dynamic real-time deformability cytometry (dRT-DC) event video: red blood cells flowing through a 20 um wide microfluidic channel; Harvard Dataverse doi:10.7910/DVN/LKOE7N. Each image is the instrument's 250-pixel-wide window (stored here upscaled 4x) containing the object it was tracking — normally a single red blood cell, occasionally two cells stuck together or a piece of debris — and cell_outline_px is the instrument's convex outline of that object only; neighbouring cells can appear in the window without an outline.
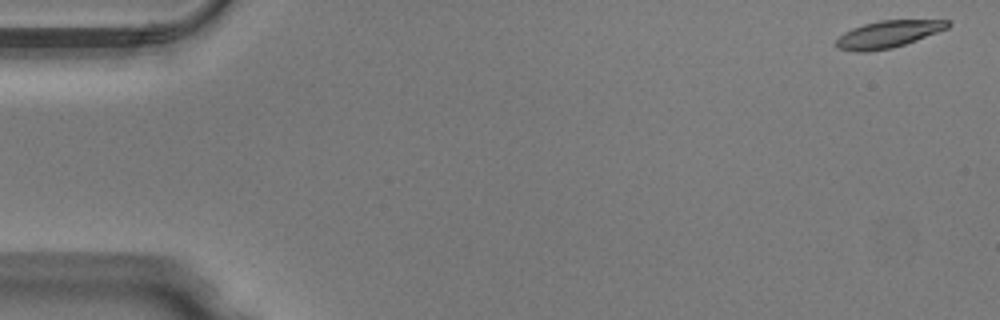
{"species": "Egyptian fruit bat (a non-hibernating species)", "species_latin": "Rousettus aegyptiacus", "temperature_condition": "warm", "stored_images_in_passage": 50, "camera_frame_rate_fps": 3000, "um_per_image_px": 0.085, "animal": {"sex": "male"}, "frame": {"image": 1, "passage_image": 1, "time_ms": 0.0, "image_size_px": [1000, 320], "cell_outline_px": [[952, 24], [948, 28], [916, 40], [892, 48], [864, 52], [856, 52], [840, 48], [836, 44], [836, 40], [844, 32], [852, 28], [864, 24], [880, 20], [948, 20]], "centroid_in_image_um": [75.5, 2.9], "position_along_channel_um": 9.5, "area_um2": 17.4}}
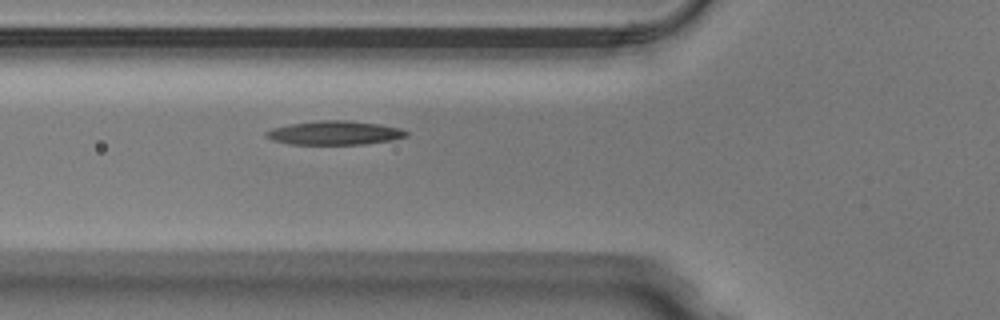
{"frame": {"image": 2, "passage_image": 18, "time_ms": 5.667, "image_size_px": [1000, 320], "cell_outline_px": [[408, 136], [392, 140], [364, 144], [288, 144], [272, 140], [264, 136], [264, 132], [272, 128], [288, 124], [320, 120], [348, 120], [380, 124], [400, 128], [408, 132]], "centroid_in_image_um": [28.42, 11.29], "position_along_channel_um": 97.4, "area_um2": 19.65}}
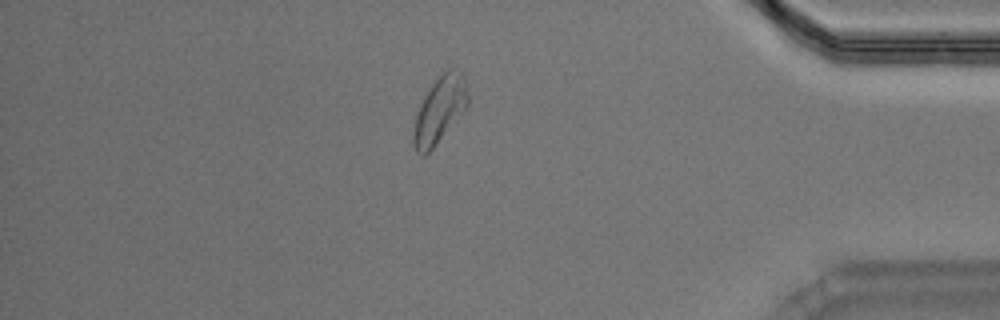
{"frame": {"image": 3, "passage_image": 43, "time_ms": 14.0, "image_size_px": [1000, 320], "cell_outline_px": [[468, 104], [432, 148], [424, 156], [420, 156], [416, 152], [412, 140], [412, 132], [416, 116], [420, 104], [424, 96], [432, 84], [448, 68], [452, 68], [460, 72], [464, 80], [468, 96]], "centroid_in_image_um": [37.32, 9.36], "position_along_channel_um": 397.9, "area_um2": 20.35}, "authors_computed_cell_mechanics": {"area_um2": 19.1029, "velocity_mm_per_s": 3.9954, "shape_relaxation_time_tau1_ms": 6.245, "shape_relaxation_time_tau2_ms": 3.3759, "deformation_change_tau1": 0.1805, "deformation_change_tau2": 0.1217}}